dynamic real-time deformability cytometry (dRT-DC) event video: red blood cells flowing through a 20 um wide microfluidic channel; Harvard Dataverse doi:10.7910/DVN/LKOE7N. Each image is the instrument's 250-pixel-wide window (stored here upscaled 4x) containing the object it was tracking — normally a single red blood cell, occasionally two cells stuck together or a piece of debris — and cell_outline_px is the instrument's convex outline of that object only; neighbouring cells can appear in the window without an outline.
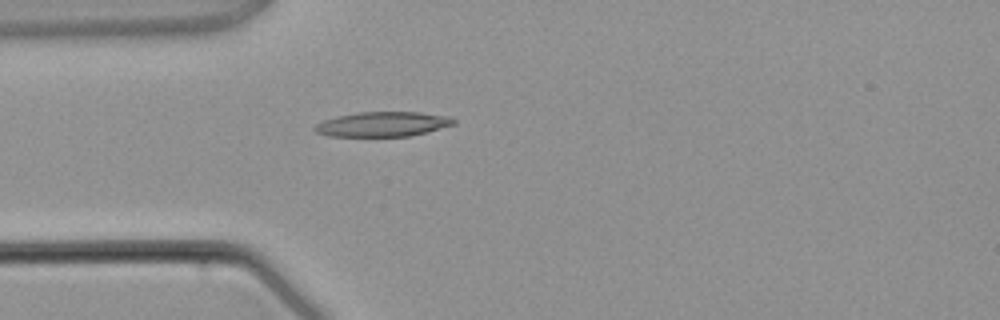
{"species": "common noctule bat (a hibernating species)", "species_latin": "Nyctalus noctula", "temperature_condition": "warm", "stored_images_in_passage": 3, "camera_frame_rate_fps": 3000, "um_per_image_px": 0.085, "animal": {"sex": "male", "body_mass_g": 21.5, "forearm_length_mm": 52.0}, "frame": {"image": 1, "passage_image": 3, "time_ms": 2.333, "image_size_px": [1000, 320], "cell_outline_px": [[456, 124], [408, 136], [328, 136], [316, 132], [312, 128], [316, 124], [324, 120], [336, 116], [356, 112], [420, 112], [448, 116], [456, 120]], "centroid_in_image_um": [32.5, 10.54], "position_along_channel_um": 52.5, "area_um2": 20.0}}